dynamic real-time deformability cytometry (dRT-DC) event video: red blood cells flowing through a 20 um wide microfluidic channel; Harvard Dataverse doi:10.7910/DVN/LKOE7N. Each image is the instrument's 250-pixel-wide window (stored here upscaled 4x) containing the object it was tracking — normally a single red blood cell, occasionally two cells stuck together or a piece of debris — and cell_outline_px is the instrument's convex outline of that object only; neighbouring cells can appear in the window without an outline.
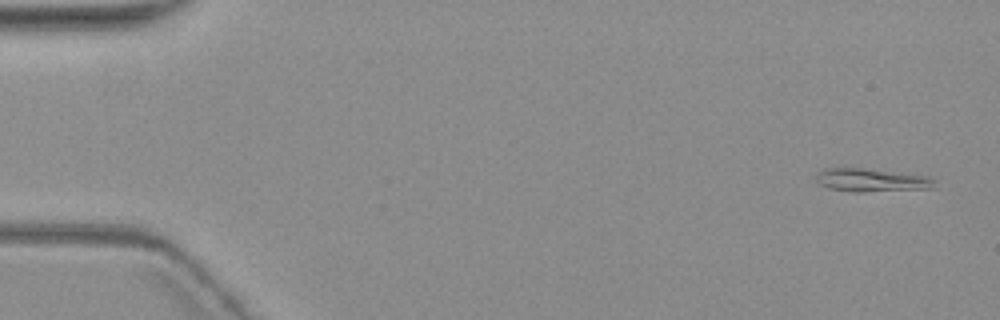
{"species": "common noctule bat (a hibernating species)", "species_latin": "Nyctalus noctula", "temperature_condition": "warm", "stored_images_in_passage": 2, "camera_frame_rate_fps": 3000, "um_per_image_px": 0.085, "animal": {"sex": "female", "body_mass_g": 19.3, "forearm_length_mm": 54.1}, "frame": {"image": 1, "passage_image": 1, "time_ms": 0.0, "image_size_px": [1000, 320], "cell_outline_px": [[936, 188], [864, 192], [856, 192], [828, 188], [820, 184], [816, 180], [816, 172], [824, 168], [864, 168], [924, 176], [936, 180]], "centroid_in_image_um": [74.06, 15.32], "position_along_channel_um": 10.9, "area_um2": 16.01}}